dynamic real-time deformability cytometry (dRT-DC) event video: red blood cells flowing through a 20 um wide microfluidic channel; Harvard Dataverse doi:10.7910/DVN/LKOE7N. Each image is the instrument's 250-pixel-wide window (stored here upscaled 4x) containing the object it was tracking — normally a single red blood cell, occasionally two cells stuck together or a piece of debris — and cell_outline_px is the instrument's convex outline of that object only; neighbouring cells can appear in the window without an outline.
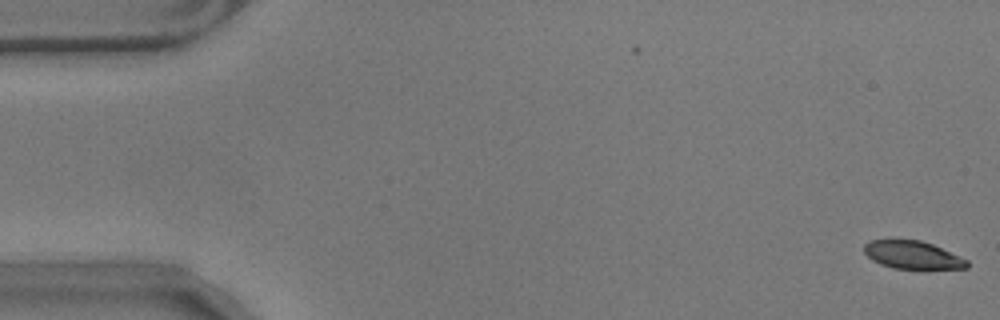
{"species": "common noctule bat (a hibernating species)", "species_latin": "Nyctalus noctula", "temperature_condition": "warm", "stored_images_in_passage": 2, "camera_frame_rate_fps": 3000, "um_per_image_px": 0.085, "animal": {"sex": "male", "body_mass_g": 17.9}, "frame": {"image": 1, "passage_image": 2, "time_ms": 0.333, "image_size_px": [1000, 320], "cell_outline_px": [[968, 268], [924, 272], [892, 268], [880, 264], [872, 260], [864, 252], [864, 244], [868, 240], [920, 240], [932, 244], [968, 260]], "centroid_in_image_um": [77.61, 21.74], "position_along_channel_um": 7.4, "area_um2": 17.57}}